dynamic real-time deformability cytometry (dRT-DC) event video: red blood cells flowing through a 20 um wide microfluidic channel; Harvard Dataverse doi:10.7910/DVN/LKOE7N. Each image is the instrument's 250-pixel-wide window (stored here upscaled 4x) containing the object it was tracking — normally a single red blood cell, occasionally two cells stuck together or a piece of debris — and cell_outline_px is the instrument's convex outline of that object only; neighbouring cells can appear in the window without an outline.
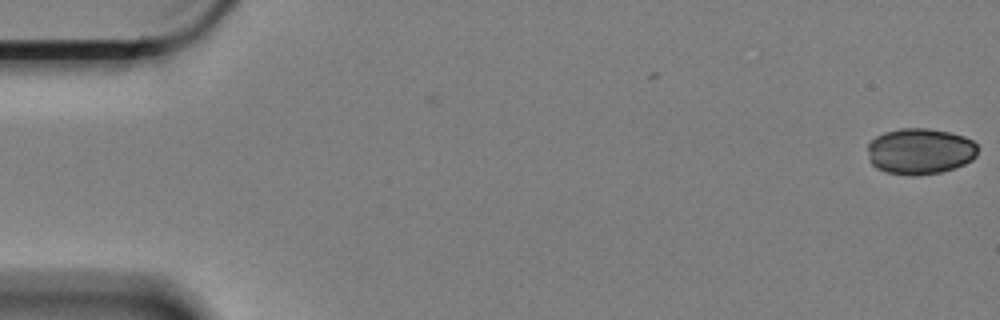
{"species": "Egyptian fruit bat (a non-hibernating species)", "species_latin": "Rousettus aegyptiacus", "temperature_condition": "cold", "stored_images_in_passage": 16, "camera_frame_rate_fps": 3000, "um_per_image_px": 0.085, "animal": {"sex": "female"}, "frame": {"image": 1, "passage_image": 1, "time_ms": 0.0, "image_size_px": [1000, 320], "cell_outline_px": [[976, 156], [972, 160], [956, 168], [940, 172], [912, 176], [888, 172], [876, 168], [872, 164], [868, 148], [868, 144], [876, 136], [884, 132], [900, 128], [928, 128], [948, 132], [964, 136], [972, 140], [976, 144]], "centroid_in_image_um": [78.21, 12.85], "position_along_channel_um": 6.8, "area_um2": 29.48}}
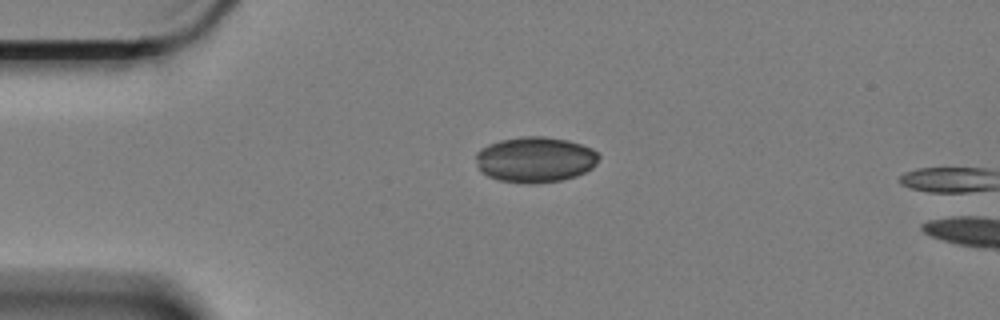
{"frame": {"image": 2, "passage_image": 14, "time_ms": 4.333, "image_size_px": [1000, 320], "cell_outline_px": [[600, 156], [596, 164], [592, 168], [576, 176], [560, 180], [536, 184], [528, 184], [500, 180], [488, 176], [480, 168], [476, 160], [476, 152], [480, 148], [488, 144], [500, 140], [520, 136], [544, 136], [568, 140], [592, 148]], "centroid_in_image_um": [45.5, 13.55], "position_along_channel_um": 39.5, "area_um2": 32.71}}